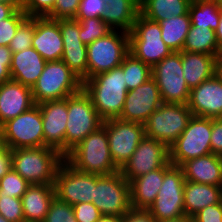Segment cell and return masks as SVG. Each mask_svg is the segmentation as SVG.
Wrapping results in <instances>:
<instances>
[{
	"label": "cell",
	"instance_id": "cell-1",
	"mask_svg": "<svg viewBox=\"0 0 222 222\" xmlns=\"http://www.w3.org/2000/svg\"><path fill=\"white\" fill-rule=\"evenodd\" d=\"M82 88L103 121L120 117L128 92L122 65L85 80Z\"/></svg>",
	"mask_w": 222,
	"mask_h": 222
},
{
	"label": "cell",
	"instance_id": "cell-2",
	"mask_svg": "<svg viewBox=\"0 0 222 222\" xmlns=\"http://www.w3.org/2000/svg\"><path fill=\"white\" fill-rule=\"evenodd\" d=\"M64 159L72 167L85 173L110 175L120 170L114 164L110 154L106 121L84 138Z\"/></svg>",
	"mask_w": 222,
	"mask_h": 222
},
{
	"label": "cell",
	"instance_id": "cell-3",
	"mask_svg": "<svg viewBox=\"0 0 222 222\" xmlns=\"http://www.w3.org/2000/svg\"><path fill=\"white\" fill-rule=\"evenodd\" d=\"M62 156L50 147L12 149V168L29 184H53Z\"/></svg>",
	"mask_w": 222,
	"mask_h": 222
},
{
	"label": "cell",
	"instance_id": "cell-4",
	"mask_svg": "<svg viewBox=\"0 0 222 222\" xmlns=\"http://www.w3.org/2000/svg\"><path fill=\"white\" fill-rule=\"evenodd\" d=\"M81 79L62 61L46 62L43 72L31 88L35 104L62 100L82 89Z\"/></svg>",
	"mask_w": 222,
	"mask_h": 222
},
{
	"label": "cell",
	"instance_id": "cell-5",
	"mask_svg": "<svg viewBox=\"0 0 222 222\" xmlns=\"http://www.w3.org/2000/svg\"><path fill=\"white\" fill-rule=\"evenodd\" d=\"M102 124L103 120L83 88L79 92L68 96L65 156Z\"/></svg>",
	"mask_w": 222,
	"mask_h": 222
},
{
	"label": "cell",
	"instance_id": "cell-6",
	"mask_svg": "<svg viewBox=\"0 0 222 222\" xmlns=\"http://www.w3.org/2000/svg\"><path fill=\"white\" fill-rule=\"evenodd\" d=\"M129 53V33L112 30L87 45V79L122 64Z\"/></svg>",
	"mask_w": 222,
	"mask_h": 222
},
{
	"label": "cell",
	"instance_id": "cell-7",
	"mask_svg": "<svg viewBox=\"0 0 222 222\" xmlns=\"http://www.w3.org/2000/svg\"><path fill=\"white\" fill-rule=\"evenodd\" d=\"M212 119L192 116L186 129L169 148L170 163L181 166L184 162L212 153Z\"/></svg>",
	"mask_w": 222,
	"mask_h": 222
},
{
	"label": "cell",
	"instance_id": "cell-8",
	"mask_svg": "<svg viewBox=\"0 0 222 222\" xmlns=\"http://www.w3.org/2000/svg\"><path fill=\"white\" fill-rule=\"evenodd\" d=\"M129 52L152 68L172 50L161 38L160 24L139 13L129 32Z\"/></svg>",
	"mask_w": 222,
	"mask_h": 222
},
{
	"label": "cell",
	"instance_id": "cell-9",
	"mask_svg": "<svg viewBox=\"0 0 222 222\" xmlns=\"http://www.w3.org/2000/svg\"><path fill=\"white\" fill-rule=\"evenodd\" d=\"M192 117L187 104L162 103L148 118L145 136L166 144L169 148L186 129Z\"/></svg>",
	"mask_w": 222,
	"mask_h": 222
},
{
	"label": "cell",
	"instance_id": "cell-10",
	"mask_svg": "<svg viewBox=\"0 0 222 222\" xmlns=\"http://www.w3.org/2000/svg\"><path fill=\"white\" fill-rule=\"evenodd\" d=\"M185 178L180 166L165 164V174L158 195L148 208L159 221L185 216L184 192Z\"/></svg>",
	"mask_w": 222,
	"mask_h": 222
},
{
	"label": "cell",
	"instance_id": "cell-11",
	"mask_svg": "<svg viewBox=\"0 0 222 222\" xmlns=\"http://www.w3.org/2000/svg\"><path fill=\"white\" fill-rule=\"evenodd\" d=\"M162 102L187 104L190 89L183 76L182 51L171 52L151 68Z\"/></svg>",
	"mask_w": 222,
	"mask_h": 222
},
{
	"label": "cell",
	"instance_id": "cell-12",
	"mask_svg": "<svg viewBox=\"0 0 222 222\" xmlns=\"http://www.w3.org/2000/svg\"><path fill=\"white\" fill-rule=\"evenodd\" d=\"M7 148H38L44 146L43 121L39 105L36 104L2 126Z\"/></svg>",
	"mask_w": 222,
	"mask_h": 222
},
{
	"label": "cell",
	"instance_id": "cell-13",
	"mask_svg": "<svg viewBox=\"0 0 222 222\" xmlns=\"http://www.w3.org/2000/svg\"><path fill=\"white\" fill-rule=\"evenodd\" d=\"M102 215L124 216L130 209V186L120 171L110 175L96 174L92 202Z\"/></svg>",
	"mask_w": 222,
	"mask_h": 222
},
{
	"label": "cell",
	"instance_id": "cell-14",
	"mask_svg": "<svg viewBox=\"0 0 222 222\" xmlns=\"http://www.w3.org/2000/svg\"><path fill=\"white\" fill-rule=\"evenodd\" d=\"M96 174L85 173L72 167L65 159L55 175V196L71 206L93 202Z\"/></svg>",
	"mask_w": 222,
	"mask_h": 222
},
{
	"label": "cell",
	"instance_id": "cell-15",
	"mask_svg": "<svg viewBox=\"0 0 222 222\" xmlns=\"http://www.w3.org/2000/svg\"><path fill=\"white\" fill-rule=\"evenodd\" d=\"M110 154L114 164L121 169L146 137L145 126L120 119L106 120Z\"/></svg>",
	"mask_w": 222,
	"mask_h": 222
},
{
	"label": "cell",
	"instance_id": "cell-16",
	"mask_svg": "<svg viewBox=\"0 0 222 222\" xmlns=\"http://www.w3.org/2000/svg\"><path fill=\"white\" fill-rule=\"evenodd\" d=\"M170 164L169 147L158 140L145 137L133 155L119 170L124 178L131 180Z\"/></svg>",
	"mask_w": 222,
	"mask_h": 222
},
{
	"label": "cell",
	"instance_id": "cell-17",
	"mask_svg": "<svg viewBox=\"0 0 222 222\" xmlns=\"http://www.w3.org/2000/svg\"><path fill=\"white\" fill-rule=\"evenodd\" d=\"M159 88L151 77L142 85L127 92L124 107L118 119L145 124L149 116L162 105Z\"/></svg>",
	"mask_w": 222,
	"mask_h": 222
},
{
	"label": "cell",
	"instance_id": "cell-18",
	"mask_svg": "<svg viewBox=\"0 0 222 222\" xmlns=\"http://www.w3.org/2000/svg\"><path fill=\"white\" fill-rule=\"evenodd\" d=\"M43 121L44 146L65 157V134L68 122V97L39 103Z\"/></svg>",
	"mask_w": 222,
	"mask_h": 222
},
{
	"label": "cell",
	"instance_id": "cell-19",
	"mask_svg": "<svg viewBox=\"0 0 222 222\" xmlns=\"http://www.w3.org/2000/svg\"><path fill=\"white\" fill-rule=\"evenodd\" d=\"M63 40L61 60L81 79L87 80V45L79 38V22L75 18L59 19Z\"/></svg>",
	"mask_w": 222,
	"mask_h": 222
},
{
	"label": "cell",
	"instance_id": "cell-20",
	"mask_svg": "<svg viewBox=\"0 0 222 222\" xmlns=\"http://www.w3.org/2000/svg\"><path fill=\"white\" fill-rule=\"evenodd\" d=\"M187 106L192 116L222 118V81L214 75L191 89Z\"/></svg>",
	"mask_w": 222,
	"mask_h": 222
},
{
	"label": "cell",
	"instance_id": "cell-21",
	"mask_svg": "<svg viewBox=\"0 0 222 222\" xmlns=\"http://www.w3.org/2000/svg\"><path fill=\"white\" fill-rule=\"evenodd\" d=\"M32 47L47 61H59L63 55V40L59 19L35 17Z\"/></svg>",
	"mask_w": 222,
	"mask_h": 222
},
{
	"label": "cell",
	"instance_id": "cell-22",
	"mask_svg": "<svg viewBox=\"0 0 222 222\" xmlns=\"http://www.w3.org/2000/svg\"><path fill=\"white\" fill-rule=\"evenodd\" d=\"M34 105L30 87L13 79L0 84V127Z\"/></svg>",
	"mask_w": 222,
	"mask_h": 222
},
{
	"label": "cell",
	"instance_id": "cell-23",
	"mask_svg": "<svg viewBox=\"0 0 222 222\" xmlns=\"http://www.w3.org/2000/svg\"><path fill=\"white\" fill-rule=\"evenodd\" d=\"M180 167L187 181L222 186V156L210 153L188 160Z\"/></svg>",
	"mask_w": 222,
	"mask_h": 222
},
{
	"label": "cell",
	"instance_id": "cell-24",
	"mask_svg": "<svg viewBox=\"0 0 222 222\" xmlns=\"http://www.w3.org/2000/svg\"><path fill=\"white\" fill-rule=\"evenodd\" d=\"M46 62L33 47L12 53L11 78L32 88L43 72Z\"/></svg>",
	"mask_w": 222,
	"mask_h": 222
},
{
	"label": "cell",
	"instance_id": "cell-25",
	"mask_svg": "<svg viewBox=\"0 0 222 222\" xmlns=\"http://www.w3.org/2000/svg\"><path fill=\"white\" fill-rule=\"evenodd\" d=\"M165 174V165L129 182L130 203L134 209H148L156 199Z\"/></svg>",
	"mask_w": 222,
	"mask_h": 222
},
{
	"label": "cell",
	"instance_id": "cell-26",
	"mask_svg": "<svg viewBox=\"0 0 222 222\" xmlns=\"http://www.w3.org/2000/svg\"><path fill=\"white\" fill-rule=\"evenodd\" d=\"M55 197L53 184H32L21 197L25 222H43Z\"/></svg>",
	"mask_w": 222,
	"mask_h": 222
},
{
	"label": "cell",
	"instance_id": "cell-27",
	"mask_svg": "<svg viewBox=\"0 0 222 222\" xmlns=\"http://www.w3.org/2000/svg\"><path fill=\"white\" fill-rule=\"evenodd\" d=\"M183 199L185 215L192 218L205 207L222 202V186L185 180Z\"/></svg>",
	"mask_w": 222,
	"mask_h": 222
},
{
	"label": "cell",
	"instance_id": "cell-28",
	"mask_svg": "<svg viewBox=\"0 0 222 222\" xmlns=\"http://www.w3.org/2000/svg\"><path fill=\"white\" fill-rule=\"evenodd\" d=\"M106 7L102 20L113 30L130 32L140 13V0H104Z\"/></svg>",
	"mask_w": 222,
	"mask_h": 222
},
{
	"label": "cell",
	"instance_id": "cell-29",
	"mask_svg": "<svg viewBox=\"0 0 222 222\" xmlns=\"http://www.w3.org/2000/svg\"><path fill=\"white\" fill-rule=\"evenodd\" d=\"M217 56L182 51L183 76L190 90L215 75Z\"/></svg>",
	"mask_w": 222,
	"mask_h": 222
},
{
	"label": "cell",
	"instance_id": "cell-30",
	"mask_svg": "<svg viewBox=\"0 0 222 222\" xmlns=\"http://www.w3.org/2000/svg\"><path fill=\"white\" fill-rule=\"evenodd\" d=\"M192 0H140V14L145 18L159 22L172 16H181L189 12Z\"/></svg>",
	"mask_w": 222,
	"mask_h": 222
},
{
	"label": "cell",
	"instance_id": "cell-31",
	"mask_svg": "<svg viewBox=\"0 0 222 222\" xmlns=\"http://www.w3.org/2000/svg\"><path fill=\"white\" fill-rule=\"evenodd\" d=\"M161 38L173 52H181L191 26L189 12L181 16H172L158 22Z\"/></svg>",
	"mask_w": 222,
	"mask_h": 222
},
{
	"label": "cell",
	"instance_id": "cell-32",
	"mask_svg": "<svg viewBox=\"0 0 222 222\" xmlns=\"http://www.w3.org/2000/svg\"><path fill=\"white\" fill-rule=\"evenodd\" d=\"M182 51L219 55L216 33L211 28L190 26Z\"/></svg>",
	"mask_w": 222,
	"mask_h": 222
},
{
	"label": "cell",
	"instance_id": "cell-33",
	"mask_svg": "<svg viewBox=\"0 0 222 222\" xmlns=\"http://www.w3.org/2000/svg\"><path fill=\"white\" fill-rule=\"evenodd\" d=\"M221 8L214 0H192L189 6L191 25L207 27L216 31L220 20Z\"/></svg>",
	"mask_w": 222,
	"mask_h": 222
},
{
	"label": "cell",
	"instance_id": "cell-34",
	"mask_svg": "<svg viewBox=\"0 0 222 222\" xmlns=\"http://www.w3.org/2000/svg\"><path fill=\"white\" fill-rule=\"evenodd\" d=\"M121 65L128 91L137 88L152 77L151 67L130 52L125 56Z\"/></svg>",
	"mask_w": 222,
	"mask_h": 222
},
{
	"label": "cell",
	"instance_id": "cell-35",
	"mask_svg": "<svg viewBox=\"0 0 222 222\" xmlns=\"http://www.w3.org/2000/svg\"><path fill=\"white\" fill-rule=\"evenodd\" d=\"M76 20L79 22V38L85 45L106 36L113 30L102 18L87 17Z\"/></svg>",
	"mask_w": 222,
	"mask_h": 222
},
{
	"label": "cell",
	"instance_id": "cell-36",
	"mask_svg": "<svg viewBox=\"0 0 222 222\" xmlns=\"http://www.w3.org/2000/svg\"><path fill=\"white\" fill-rule=\"evenodd\" d=\"M35 33V17L27 16L20 24L16 34L8 47L12 53L23 51L32 47V40Z\"/></svg>",
	"mask_w": 222,
	"mask_h": 222
},
{
	"label": "cell",
	"instance_id": "cell-37",
	"mask_svg": "<svg viewBox=\"0 0 222 222\" xmlns=\"http://www.w3.org/2000/svg\"><path fill=\"white\" fill-rule=\"evenodd\" d=\"M13 168L0 179V195L20 198L30 186Z\"/></svg>",
	"mask_w": 222,
	"mask_h": 222
},
{
	"label": "cell",
	"instance_id": "cell-38",
	"mask_svg": "<svg viewBox=\"0 0 222 222\" xmlns=\"http://www.w3.org/2000/svg\"><path fill=\"white\" fill-rule=\"evenodd\" d=\"M43 222H77L73 206L59 200L56 196L51 201Z\"/></svg>",
	"mask_w": 222,
	"mask_h": 222
},
{
	"label": "cell",
	"instance_id": "cell-39",
	"mask_svg": "<svg viewBox=\"0 0 222 222\" xmlns=\"http://www.w3.org/2000/svg\"><path fill=\"white\" fill-rule=\"evenodd\" d=\"M27 17L23 9H18L11 17L0 20V45L8 46L17 32L19 24Z\"/></svg>",
	"mask_w": 222,
	"mask_h": 222
},
{
	"label": "cell",
	"instance_id": "cell-40",
	"mask_svg": "<svg viewBox=\"0 0 222 222\" xmlns=\"http://www.w3.org/2000/svg\"><path fill=\"white\" fill-rule=\"evenodd\" d=\"M0 215L11 222H25L22 200L7 195H0Z\"/></svg>",
	"mask_w": 222,
	"mask_h": 222
},
{
	"label": "cell",
	"instance_id": "cell-41",
	"mask_svg": "<svg viewBox=\"0 0 222 222\" xmlns=\"http://www.w3.org/2000/svg\"><path fill=\"white\" fill-rule=\"evenodd\" d=\"M81 0H56L53 10L46 16L50 19L75 18Z\"/></svg>",
	"mask_w": 222,
	"mask_h": 222
},
{
	"label": "cell",
	"instance_id": "cell-42",
	"mask_svg": "<svg viewBox=\"0 0 222 222\" xmlns=\"http://www.w3.org/2000/svg\"><path fill=\"white\" fill-rule=\"evenodd\" d=\"M105 7L104 0H81L75 19H84L87 17L101 18Z\"/></svg>",
	"mask_w": 222,
	"mask_h": 222
},
{
	"label": "cell",
	"instance_id": "cell-43",
	"mask_svg": "<svg viewBox=\"0 0 222 222\" xmlns=\"http://www.w3.org/2000/svg\"><path fill=\"white\" fill-rule=\"evenodd\" d=\"M56 0H24L23 11L27 16L46 17L54 8Z\"/></svg>",
	"mask_w": 222,
	"mask_h": 222
},
{
	"label": "cell",
	"instance_id": "cell-44",
	"mask_svg": "<svg viewBox=\"0 0 222 222\" xmlns=\"http://www.w3.org/2000/svg\"><path fill=\"white\" fill-rule=\"evenodd\" d=\"M73 210L77 222H96L102 216L92 202L77 203L73 205Z\"/></svg>",
	"mask_w": 222,
	"mask_h": 222
},
{
	"label": "cell",
	"instance_id": "cell-45",
	"mask_svg": "<svg viewBox=\"0 0 222 222\" xmlns=\"http://www.w3.org/2000/svg\"><path fill=\"white\" fill-rule=\"evenodd\" d=\"M193 222H222V202L209 205L192 217Z\"/></svg>",
	"mask_w": 222,
	"mask_h": 222
},
{
	"label": "cell",
	"instance_id": "cell-46",
	"mask_svg": "<svg viewBox=\"0 0 222 222\" xmlns=\"http://www.w3.org/2000/svg\"><path fill=\"white\" fill-rule=\"evenodd\" d=\"M12 52L8 46L0 45V84L11 80Z\"/></svg>",
	"mask_w": 222,
	"mask_h": 222
},
{
	"label": "cell",
	"instance_id": "cell-47",
	"mask_svg": "<svg viewBox=\"0 0 222 222\" xmlns=\"http://www.w3.org/2000/svg\"><path fill=\"white\" fill-rule=\"evenodd\" d=\"M211 150L222 156V118L212 119Z\"/></svg>",
	"mask_w": 222,
	"mask_h": 222
},
{
	"label": "cell",
	"instance_id": "cell-48",
	"mask_svg": "<svg viewBox=\"0 0 222 222\" xmlns=\"http://www.w3.org/2000/svg\"><path fill=\"white\" fill-rule=\"evenodd\" d=\"M123 222H157L148 209L131 208L124 216Z\"/></svg>",
	"mask_w": 222,
	"mask_h": 222
},
{
	"label": "cell",
	"instance_id": "cell-49",
	"mask_svg": "<svg viewBox=\"0 0 222 222\" xmlns=\"http://www.w3.org/2000/svg\"><path fill=\"white\" fill-rule=\"evenodd\" d=\"M12 169V150L5 148L0 153V179Z\"/></svg>",
	"mask_w": 222,
	"mask_h": 222
},
{
	"label": "cell",
	"instance_id": "cell-50",
	"mask_svg": "<svg viewBox=\"0 0 222 222\" xmlns=\"http://www.w3.org/2000/svg\"><path fill=\"white\" fill-rule=\"evenodd\" d=\"M17 10L14 5L0 3V20L11 17Z\"/></svg>",
	"mask_w": 222,
	"mask_h": 222
},
{
	"label": "cell",
	"instance_id": "cell-51",
	"mask_svg": "<svg viewBox=\"0 0 222 222\" xmlns=\"http://www.w3.org/2000/svg\"><path fill=\"white\" fill-rule=\"evenodd\" d=\"M96 222H123V216L102 215Z\"/></svg>",
	"mask_w": 222,
	"mask_h": 222
},
{
	"label": "cell",
	"instance_id": "cell-52",
	"mask_svg": "<svg viewBox=\"0 0 222 222\" xmlns=\"http://www.w3.org/2000/svg\"><path fill=\"white\" fill-rule=\"evenodd\" d=\"M216 33V40L219 46V50L222 49V8H221V13H220V20L218 24V28L215 31Z\"/></svg>",
	"mask_w": 222,
	"mask_h": 222
},
{
	"label": "cell",
	"instance_id": "cell-53",
	"mask_svg": "<svg viewBox=\"0 0 222 222\" xmlns=\"http://www.w3.org/2000/svg\"><path fill=\"white\" fill-rule=\"evenodd\" d=\"M215 75L222 81V58H216Z\"/></svg>",
	"mask_w": 222,
	"mask_h": 222
},
{
	"label": "cell",
	"instance_id": "cell-54",
	"mask_svg": "<svg viewBox=\"0 0 222 222\" xmlns=\"http://www.w3.org/2000/svg\"><path fill=\"white\" fill-rule=\"evenodd\" d=\"M0 3L14 5L17 9H23L24 0H0Z\"/></svg>",
	"mask_w": 222,
	"mask_h": 222
},
{
	"label": "cell",
	"instance_id": "cell-55",
	"mask_svg": "<svg viewBox=\"0 0 222 222\" xmlns=\"http://www.w3.org/2000/svg\"><path fill=\"white\" fill-rule=\"evenodd\" d=\"M159 222H193V220L191 217H187L185 215V216H182V217H179L176 219L163 220V221H159Z\"/></svg>",
	"mask_w": 222,
	"mask_h": 222
},
{
	"label": "cell",
	"instance_id": "cell-56",
	"mask_svg": "<svg viewBox=\"0 0 222 222\" xmlns=\"http://www.w3.org/2000/svg\"><path fill=\"white\" fill-rule=\"evenodd\" d=\"M6 148L2 127H0V153Z\"/></svg>",
	"mask_w": 222,
	"mask_h": 222
},
{
	"label": "cell",
	"instance_id": "cell-57",
	"mask_svg": "<svg viewBox=\"0 0 222 222\" xmlns=\"http://www.w3.org/2000/svg\"><path fill=\"white\" fill-rule=\"evenodd\" d=\"M0 222H11V221L7 220L2 215H0Z\"/></svg>",
	"mask_w": 222,
	"mask_h": 222
},
{
	"label": "cell",
	"instance_id": "cell-58",
	"mask_svg": "<svg viewBox=\"0 0 222 222\" xmlns=\"http://www.w3.org/2000/svg\"><path fill=\"white\" fill-rule=\"evenodd\" d=\"M220 8H222V0H214Z\"/></svg>",
	"mask_w": 222,
	"mask_h": 222
},
{
	"label": "cell",
	"instance_id": "cell-59",
	"mask_svg": "<svg viewBox=\"0 0 222 222\" xmlns=\"http://www.w3.org/2000/svg\"><path fill=\"white\" fill-rule=\"evenodd\" d=\"M217 58H222V49L220 50L219 55L217 56Z\"/></svg>",
	"mask_w": 222,
	"mask_h": 222
}]
</instances>
